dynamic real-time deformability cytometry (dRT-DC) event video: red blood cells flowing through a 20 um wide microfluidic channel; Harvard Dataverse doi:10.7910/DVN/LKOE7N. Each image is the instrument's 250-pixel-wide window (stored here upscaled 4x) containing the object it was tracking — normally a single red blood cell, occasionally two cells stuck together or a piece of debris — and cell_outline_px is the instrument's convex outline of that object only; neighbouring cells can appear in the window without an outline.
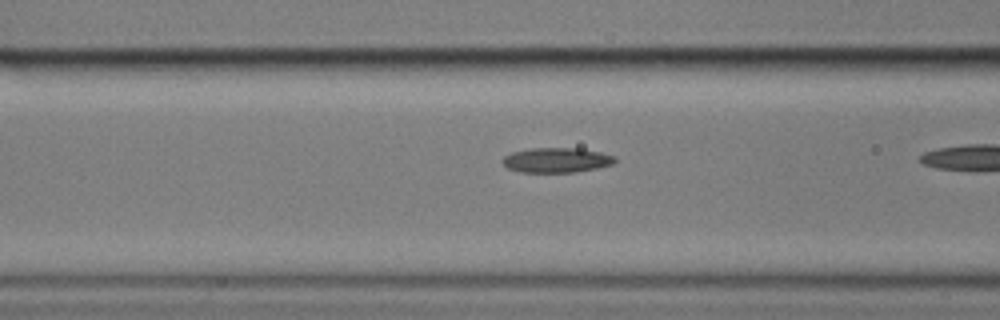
{"species": "common noctule bat (a hibernating species)", "species_latin": "Nyctalus noctula", "temperature_condition": "cold", "stored_images_in_passage": 35, "camera_frame_rate_fps": 3000, "um_per_image_px": 0.085, "animal": {"sex": "male", "body_mass_g": 17.9}, "frame": {"image": 1, "passage_image": 13, "time_ms": 4.0, "image_size_px": [1000, 320], "cell_outline_px": [[616, 160], [612, 164], [596, 168], [576, 172], [520, 172], [508, 168], [504, 164], [504, 156], [512, 152], [532, 148], [580, 148], [600, 152], [616, 156]], "centroid_in_image_um": [47.33, 13.6], "position_along_channel_um": 119.3, "area_um2": 16.18}}
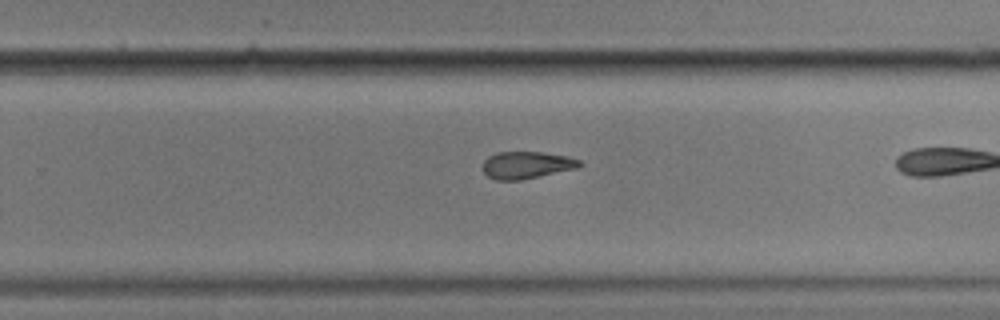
{"frame": {"image": 2, "passage_image": 27, "time_ms": 8.667, "image_size_px": [1000, 320], "cell_outline_px": [[584, 164], [576, 168], [520, 180], [496, 180], [488, 176], [484, 172], [484, 160], [488, 156], [496, 152], [544, 152], [568, 156], [580, 160]], "centroid_in_image_um": [44.77, 14.01], "position_along_channel_um": 285.0, "area_um2": 15.26}}
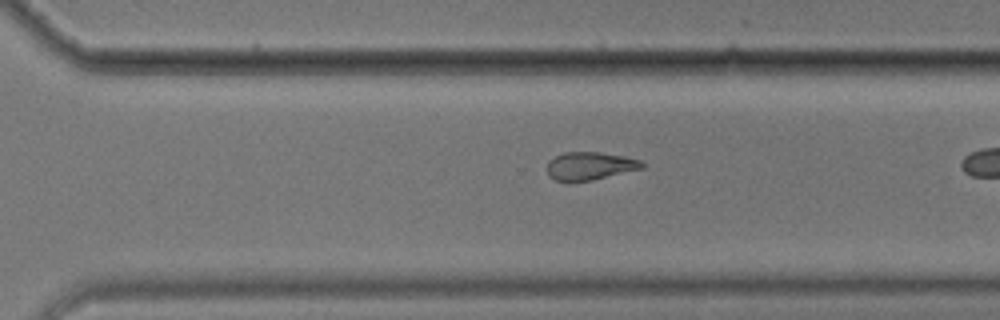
{"frame": {"image": 3, "passage_image": 30, "time_ms": 9.667, "image_size_px": [1000, 320], "cell_outline_px": [[644, 168], [592, 180], [568, 184], [556, 180], [548, 176], [548, 160], [564, 152], [600, 152], [624, 156], [640, 160], [644, 164]], "centroid_in_image_um": [50.11, 14.13], "position_along_channel_um": 320.5, "area_um2": 15.78}}